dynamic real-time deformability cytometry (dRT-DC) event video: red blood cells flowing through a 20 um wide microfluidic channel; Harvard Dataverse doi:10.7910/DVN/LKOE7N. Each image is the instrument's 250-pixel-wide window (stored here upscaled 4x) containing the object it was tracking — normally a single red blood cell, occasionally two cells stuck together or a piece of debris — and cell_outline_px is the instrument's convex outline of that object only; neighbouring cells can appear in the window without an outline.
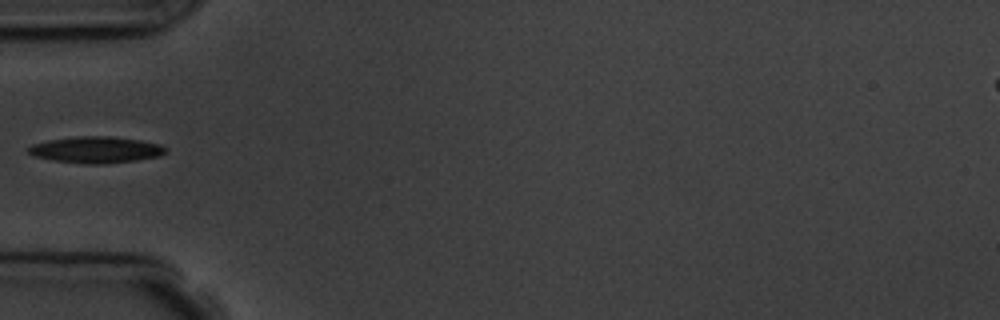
{"species": "common noctule bat (a hibernating species)", "species_latin": "Nyctalus noctula", "temperature_condition": "room temperature", "stored_images_in_passage": 7, "camera_frame_rate_fps": 3000, "um_per_image_px": 0.085, "animal": {"sex": "male", "body_mass_g": 19.5, "forearm_length_mm": 54.6}, "frame": {"image": 1, "passage_image": 6, "time_ms": 5.667, "image_size_px": [1000, 320], "cell_outline_px": [[168, 152], [160, 156], [136, 160], [104, 164], [88, 164], [52, 160], [36, 156], [28, 152], [28, 148], [32, 144], [48, 140], [76, 136], [108, 136], [140, 140], [160, 144], [168, 148]], "centroid_in_image_um": [8.2, 12.73], "position_along_channel_um": 76.8, "area_um2": 21.15}}